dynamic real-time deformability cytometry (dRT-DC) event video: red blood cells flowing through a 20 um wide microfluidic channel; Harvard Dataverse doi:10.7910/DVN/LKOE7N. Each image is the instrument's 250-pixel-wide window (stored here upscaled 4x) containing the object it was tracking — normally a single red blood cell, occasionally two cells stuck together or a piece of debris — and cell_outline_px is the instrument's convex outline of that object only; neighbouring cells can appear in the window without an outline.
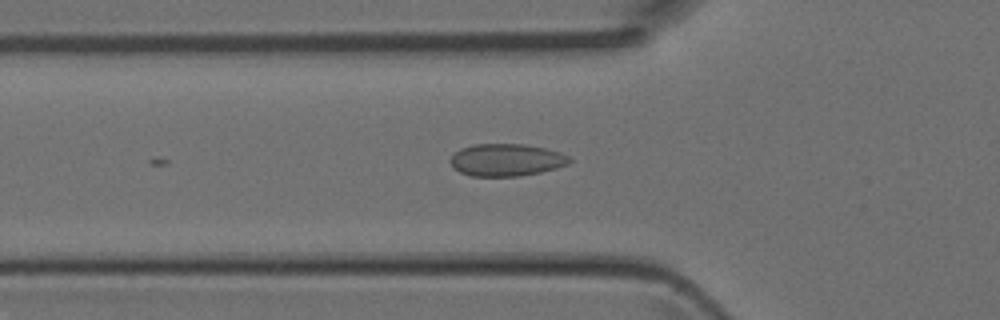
{"species": "Egyptian fruit bat (a non-hibernating species)", "species_latin": "Rousettus aegyptiacus", "temperature_condition": "room temperature", "stored_images_in_passage": 4, "camera_frame_rate_fps": 3000, "um_per_image_px": 0.085, "animal": {"sex": "female"}, "frame": {"image": 1, "passage_image": 4, "time_ms": 1.0, "image_size_px": [1000, 320], "cell_outline_px": [[572, 160], [568, 164], [556, 168], [540, 172], [520, 176], [472, 176], [460, 172], [452, 168], [448, 160], [460, 148], [476, 144], [524, 144], [544, 148], [560, 152], [568, 156]], "centroid_in_image_um": [43.01, 13.6], "position_along_channel_um": 82.8, "area_um2": 22.48}}